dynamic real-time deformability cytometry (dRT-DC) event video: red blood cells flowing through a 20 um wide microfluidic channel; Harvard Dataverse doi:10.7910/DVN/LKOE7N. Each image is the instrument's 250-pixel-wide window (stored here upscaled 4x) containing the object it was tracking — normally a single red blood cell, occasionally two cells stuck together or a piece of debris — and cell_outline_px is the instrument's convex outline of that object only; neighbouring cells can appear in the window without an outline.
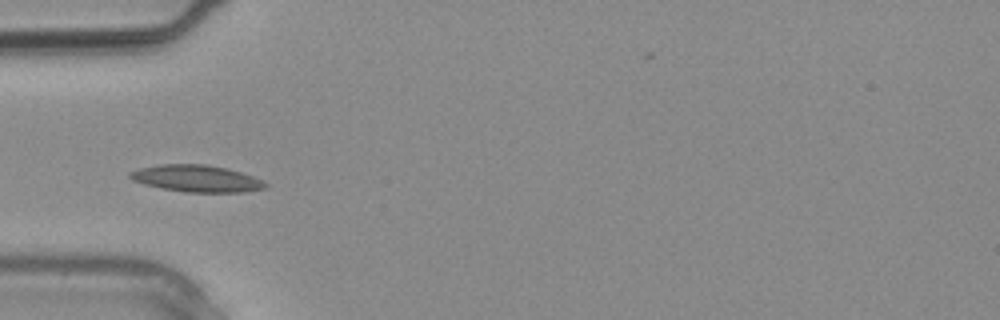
{"species": "common noctule bat (a hibernating species)", "species_latin": "Nyctalus noctula", "temperature_condition": "warm", "stored_images_in_passage": 3, "camera_frame_rate_fps": 3000, "um_per_image_px": 0.085, "animal": {"sex": "male", "body_mass_g": 20.4}, "frame": {"image": 1, "passage_image": 3, "time_ms": 0.667, "image_size_px": [1000, 320], "cell_outline_px": [[268, 188], [244, 192], [184, 192], [144, 184], [132, 180], [128, 176], [128, 172], [140, 168], [160, 164], [204, 164], [228, 168], [252, 176], [268, 184]], "centroid_in_image_um": [16.71, 15.17], "position_along_channel_um": 68.3, "area_um2": 21.15}}